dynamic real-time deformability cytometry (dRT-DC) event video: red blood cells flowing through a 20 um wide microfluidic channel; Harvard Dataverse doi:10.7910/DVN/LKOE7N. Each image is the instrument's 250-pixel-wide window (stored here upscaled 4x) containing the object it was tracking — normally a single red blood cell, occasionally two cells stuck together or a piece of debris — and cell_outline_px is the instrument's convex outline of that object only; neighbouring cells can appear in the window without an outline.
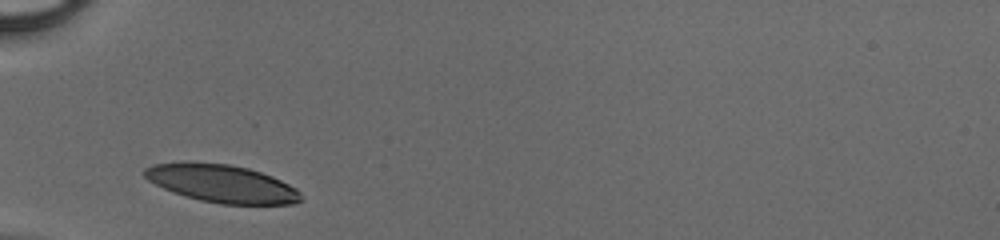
{"species": "human", "species_latin": "Homo sapiens", "temperature_condition": "cold", "stored_images_in_passage": 25, "camera_frame_rate_fps": 3000, "um_per_image_px": 0.085, "donor": {"sex": "male"}, "frame": {"image": 1, "passage_image": 1, "time_ms": 0.0, "image_size_px": [1000, 240], "cell_outline_px": [[304, 200], [292, 204], [220, 204], [200, 200], [184, 196], [172, 192], [148, 180], [144, 176], [144, 168], [152, 164], [184, 160], [188, 160], [228, 164], [248, 168], [272, 176], [296, 188], [300, 192]], "centroid_in_image_um": [18.82, 15.58], "position_along_channel_um": 66.2, "area_um2": 34.91}}
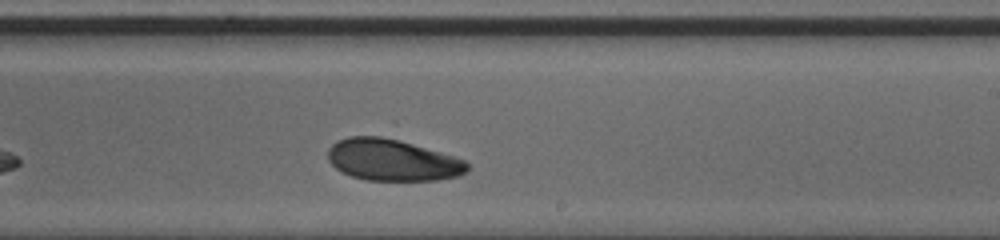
{"frame": {"image": 2, "passage_image": 15, "time_ms": 4.667, "image_size_px": [1000, 240], "cell_outline_px": [[468, 172], [460, 176], [440, 180], [364, 180], [352, 176], [336, 168], [328, 160], [328, 148], [336, 140], [348, 136], [392, 136], [464, 160], [468, 164]], "centroid_in_image_um": [33.35, 13.58], "position_along_channel_um": 255.6, "area_um2": 34.22}}
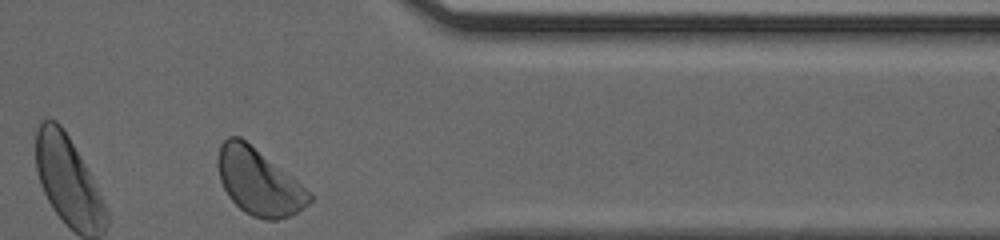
{"frame": {"image": 3, "passage_image": 25, "time_ms": 8.0, "image_size_px": [1000, 240], "cell_outline_px": [[312, 200], [308, 204], [296, 212], [288, 216], [276, 220], [264, 220], [252, 216], [244, 212], [228, 196], [220, 180], [216, 164], [216, 156], [220, 144], [228, 136], [240, 136], [300, 184], [312, 196]], "centroid_in_image_um": [21.92, 15.46], "position_along_channel_um": 389.5, "area_um2": 34.85}}